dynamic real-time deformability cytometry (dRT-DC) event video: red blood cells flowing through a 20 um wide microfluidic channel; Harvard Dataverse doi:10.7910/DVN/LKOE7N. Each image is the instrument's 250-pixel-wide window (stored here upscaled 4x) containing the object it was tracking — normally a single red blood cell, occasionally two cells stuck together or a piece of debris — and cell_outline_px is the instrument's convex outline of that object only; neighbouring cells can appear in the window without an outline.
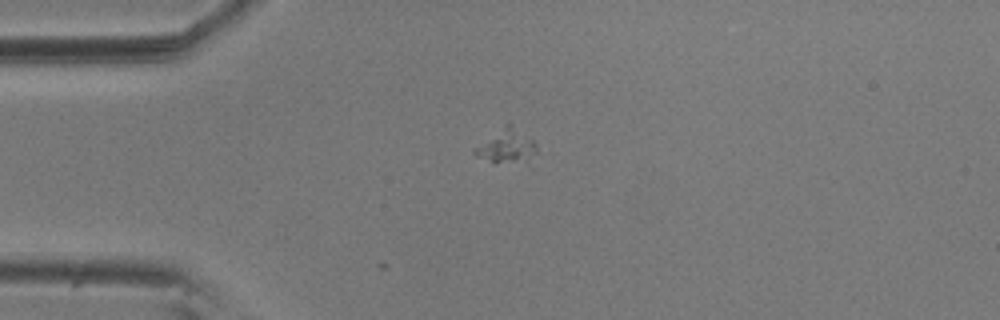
{"species": "common noctule bat (a hibernating species)", "species_latin": "Nyctalus noctula", "temperature_condition": "room temperature", "stored_images_in_passage": 9, "camera_frame_rate_fps": 3000, "um_per_image_px": 0.085, "animal": {"sex": "male", "body_mass_g": 20.5, "forearm_length_mm": 52.5}, "frame": {"image": 1, "passage_image": 1, "time_ms": 0.0, "image_size_px": [1000, 320], "cell_outline_px": [[536, 152], [528, 164], [492, 160], [476, 156], [472, 152], [476, 148], [508, 124], [512, 124], [532, 140], [536, 144]], "centroid_in_image_um": [43.16, 12.46], "position_along_channel_um": 41.8, "area_um2": 11.44}}
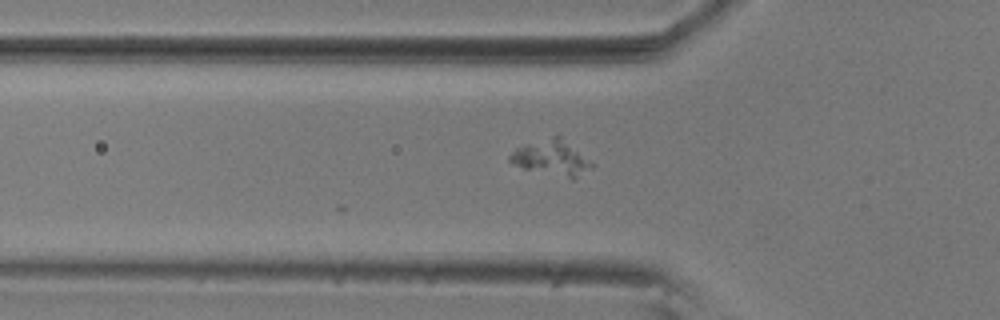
{"frame": {"image": 2, "passage_image": 6, "time_ms": 1.667, "image_size_px": [1000, 320], "cell_outline_px": [[596, 164], [592, 168], [572, 180], [524, 168], [508, 160], [508, 156], [516, 148], [524, 144], [552, 136], [560, 136]], "centroid_in_image_um": [46.93, 13.43], "position_along_channel_um": 78.9, "area_um2": 16.82}}
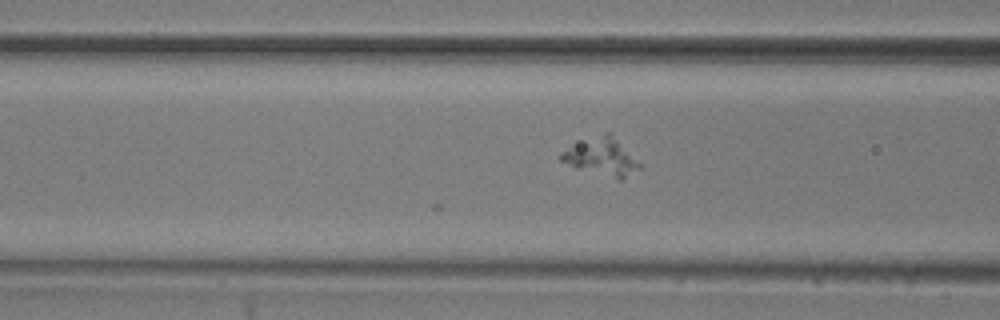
{"frame": {"image": 3, "passage_image": 9, "time_ms": 2.667, "image_size_px": [1000, 320], "cell_outline_px": [[640, 168], [620, 180], [560, 160], [560, 156], [564, 152], [576, 144], [604, 132], [612, 132], [640, 164]], "centroid_in_image_um": [51.23, 13.29], "position_along_channel_um": 115.4, "area_um2": 16.07}}